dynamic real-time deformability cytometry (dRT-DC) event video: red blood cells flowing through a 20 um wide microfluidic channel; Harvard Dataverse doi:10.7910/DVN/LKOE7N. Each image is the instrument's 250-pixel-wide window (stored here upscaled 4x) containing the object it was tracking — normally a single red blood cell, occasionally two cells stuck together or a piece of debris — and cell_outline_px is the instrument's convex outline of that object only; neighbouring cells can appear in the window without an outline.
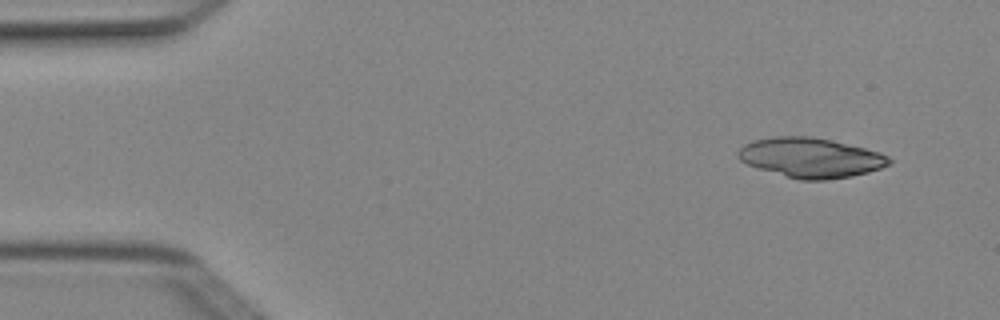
{"species": "Egyptian fruit bat (a non-hibernating species)", "species_latin": "Rousettus aegyptiacus", "temperature_condition": "cold", "stored_images_in_passage": 4, "camera_frame_rate_fps": 3000, "um_per_image_px": 0.085, "animal": {"sex": "female"}, "frame": {"image": 1, "passage_image": 1, "time_ms": 0.0, "image_size_px": [1000, 320], "cell_outline_px": [[892, 164], [868, 172], [852, 176], [824, 180], [800, 180], [760, 168], [748, 164], [740, 160], [736, 156], [736, 152], [744, 144], [752, 140], [772, 136], [812, 136], [832, 140], [880, 152], [888, 156], [892, 160]], "centroid_in_image_um": [68.91, 13.39], "position_along_channel_um": 16.1, "area_um2": 35.03}}